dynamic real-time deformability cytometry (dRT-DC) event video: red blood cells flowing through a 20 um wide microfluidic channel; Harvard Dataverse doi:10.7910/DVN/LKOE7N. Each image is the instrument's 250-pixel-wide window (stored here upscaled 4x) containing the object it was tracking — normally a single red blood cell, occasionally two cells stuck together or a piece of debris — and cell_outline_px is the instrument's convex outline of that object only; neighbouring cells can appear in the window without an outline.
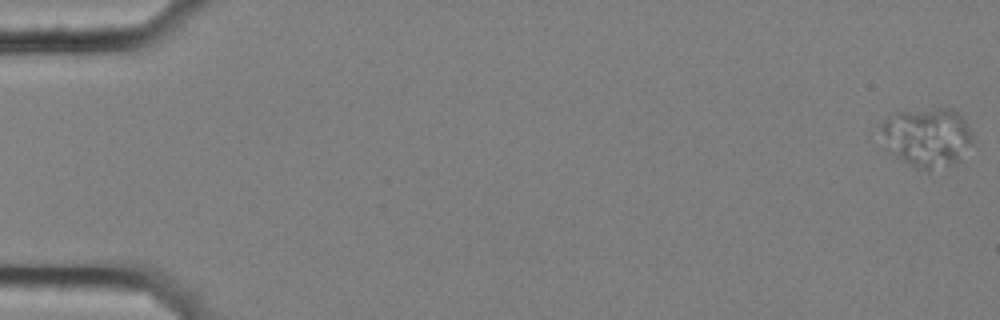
{"species": "common noctule bat (a hibernating species)", "species_latin": "Nyctalus noctula", "temperature_condition": "cold", "stored_images_in_passage": 59, "camera_frame_rate_fps": 3000, "um_per_image_px": 0.085, "animal": {"sex": "female", "body_mass_g": 25.1}, "frame": {"image": 1, "passage_image": 1, "time_ms": 0.0, "image_size_px": [1000, 320], "cell_outline_px": [[972, 144], [960, 160], [956, 164], [928, 168], [916, 168], [896, 156], [884, 148], [880, 128], [880, 124], [888, 116], [896, 112], [936, 108], [956, 108], [968, 124], [972, 132]], "centroid_in_image_um": [78.81, 11.62], "position_along_channel_um": 6.2, "area_um2": 31.91}}
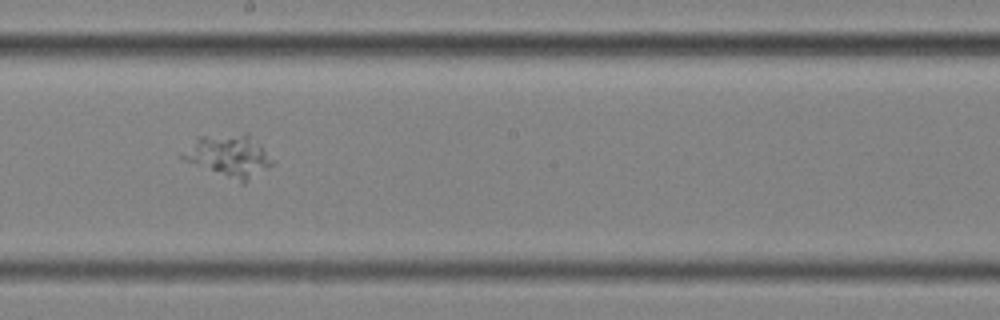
{"frame": {"image": 2, "passage_image": 34, "time_ms": 11.0, "image_size_px": [1000, 320], "cell_outline_px": [[276, 160], [268, 168], [244, 184], [240, 184], [184, 160], [180, 156], [180, 152], [196, 136], [248, 136], [260, 144]], "centroid_in_image_um": [19.44, 13.31], "position_along_channel_um": 228.8, "area_um2": 22.02}}
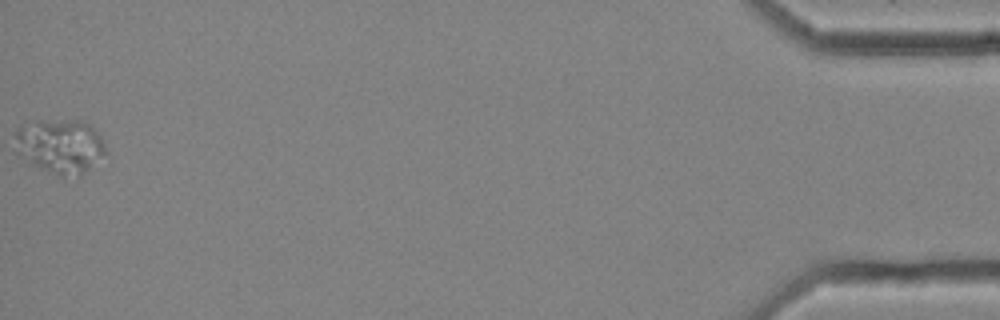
{"frame": {"image": 3, "passage_image": 59, "time_ms": 19.333, "image_size_px": [1000, 320], "cell_outline_px": [[108, 152], [80, 176], [60, 176], [36, 164], [16, 152], [16, 128], [36, 120], [84, 120], [100, 136]], "centroid_in_image_um": [5.15, 12.38], "position_along_channel_um": 430.1, "area_um2": 28.26}}